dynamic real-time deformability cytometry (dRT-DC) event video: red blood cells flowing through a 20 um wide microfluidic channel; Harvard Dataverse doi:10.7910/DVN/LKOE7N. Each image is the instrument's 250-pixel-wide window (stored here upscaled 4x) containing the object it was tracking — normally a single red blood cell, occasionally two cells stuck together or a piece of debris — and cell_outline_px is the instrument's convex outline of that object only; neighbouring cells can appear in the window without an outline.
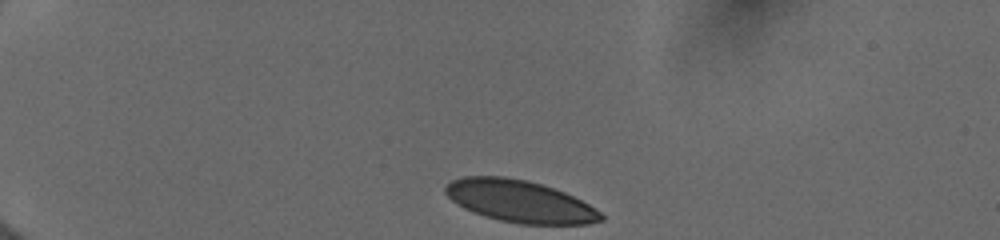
{"species": "human", "species_latin": "Homo sapiens", "temperature_condition": "cold", "stored_images_in_passage": 22, "camera_frame_rate_fps": 3000, "um_per_image_px": 0.085, "donor": {"sex": "female"}, "frame": {"image": 1, "passage_image": 1, "time_ms": 0.0, "image_size_px": [1000, 240], "cell_outline_px": [[604, 220], [588, 224], [516, 224], [484, 216], [472, 212], [456, 204], [444, 192], [444, 188], [452, 180], [464, 176], [504, 176], [528, 180], [564, 192], [588, 204], [600, 212], [604, 216]], "centroid_in_image_um": [44.16, 17.11], "position_along_channel_um": 40.8, "area_um2": 38.09}}
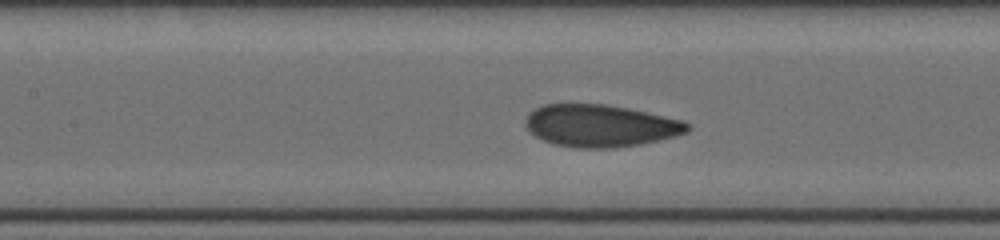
{"frame": {"image": 2, "passage_image": 16, "time_ms": 4.667, "image_size_px": [1000, 240], "cell_outline_px": [[692, 128], [688, 132], [676, 136], [640, 144], [616, 148], [576, 148], [552, 144], [528, 132], [524, 124], [524, 120], [528, 112], [544, 104], [604, 104], [628, 108], [684, 120], [692, 124]], "centroid_in_image_um": [51.03, 10.69], "position_along_channel_um": 156.4, "area_um2": 40.34}}
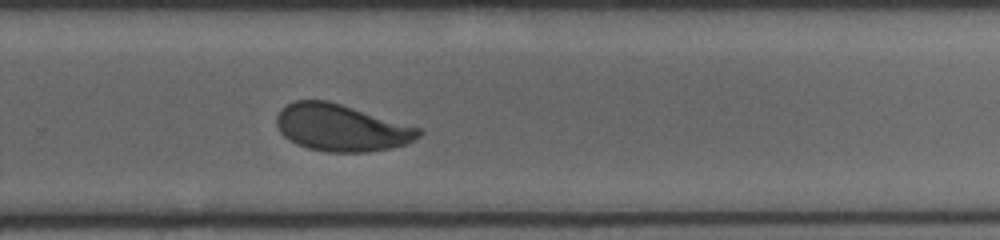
{"frame": {"image": 3, "passage_image": 22, "time_ms": 8.333, "image_size_px": [1000, 240], "cell_outline_px": [[424, 132], [420, 136], [408, 144], [392, 148], [368, 152], [324, 152], [308, 148], [296, 144], [288, 140], [280, 132], [276, 124], [276, 116], [280, 108], [296, 100], [328, 100], [420, 128]], "centroid_in_image_um": [29.0, 10.87], "position_along_channel_um": 300.8, "area_um2": 39.07}}